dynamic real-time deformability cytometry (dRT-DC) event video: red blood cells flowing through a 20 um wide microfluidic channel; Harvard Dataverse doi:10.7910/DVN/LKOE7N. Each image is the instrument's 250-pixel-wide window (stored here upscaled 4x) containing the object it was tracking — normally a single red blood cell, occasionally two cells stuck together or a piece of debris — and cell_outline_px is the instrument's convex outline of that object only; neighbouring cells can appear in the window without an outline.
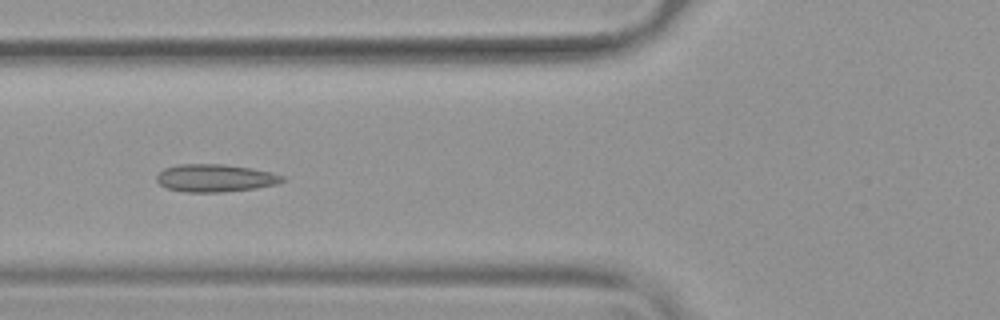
{"species": "common noctule bat (a hibernating species)", "species_latin": "Nyctalus noctula", "temperature_condition": "warm", "stored_images_in_passage": 53, "camera_frame_rate_fps": 3000, "um_per_image_px": 0.085, "animal": {"sex": "female", "body_mass_g": 19.9}, "frame": {"image": 1, "passage_image": 20, "time_ms": 6.333, "image_size_px": [1000, 320], "cell_outline_px": [[284, 180], [276, 184], [256, 188], [220, 192], [184, 192], [168, 188], [160, 184], [156, 180], [156, 176], [164, 168], [180, 164], [224, 164], [252, 168], [272, 172], [284, 176]], "centroid_in_image_um": [18.29, 15.13], "position_along_channel_um": 107.5, "area_um2": 20.23}}
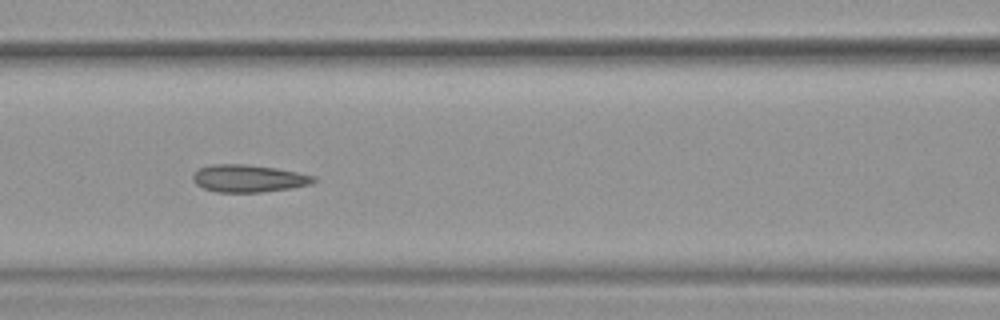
{"frame": {"image": 2, "passage_image": 23, "time_ms": 7.333, "image_size_px": [1000, 320], "cell_outline_px": [[316, 180], [312, 184], [292, 188], [260, 192], [216, 192], [204, 188], [196, 184], [192, 180], [192, 176], [200, 168], [212, 164], [244, 164], [276, 168], [316, 176]], "centroid_in_image_um": [21.14, 15.17], "position_along_channel_um": 145.5, "area_um2": 19.25}}
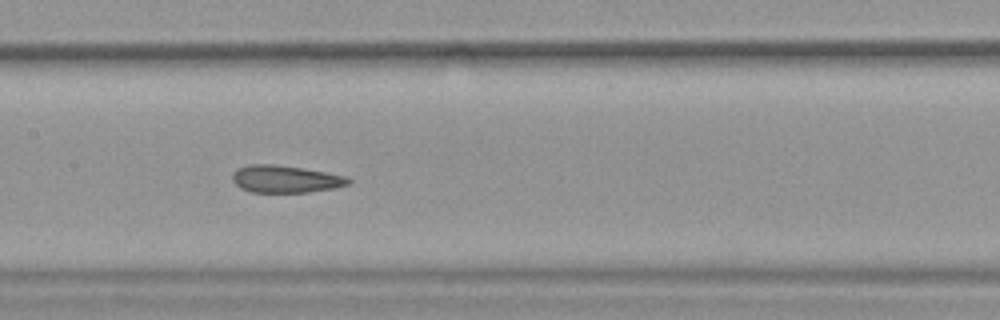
{"frame": {"image": 3, "passage_image": 26, "time_ms": 8.333, "image_size_px": [1000, 320], "cell_outline_px": [[352, 180], [348, 184], [332, 188], [308, 192], [252, 192], [240, 188], [232, 180], [232, 176], [236, 168], [248, 164], [272, 164], [304, 168], [348, 176]], "centroid_in_image_um": [24.25, 15.21], "position_along_channel_um": 183.2, "area_um2": 18.5}, "authors_computed_cell_mechanics": {"area_um2": 20.0566, "velocity_mm_per_s": 3.7744, "shape_relaxation_time_tau1_ms": null, "shape_relaxation_time_tau2_ms": 1.6662, "deformation_change_tau1": null, "deformation_change_tau2": 0.0593}}